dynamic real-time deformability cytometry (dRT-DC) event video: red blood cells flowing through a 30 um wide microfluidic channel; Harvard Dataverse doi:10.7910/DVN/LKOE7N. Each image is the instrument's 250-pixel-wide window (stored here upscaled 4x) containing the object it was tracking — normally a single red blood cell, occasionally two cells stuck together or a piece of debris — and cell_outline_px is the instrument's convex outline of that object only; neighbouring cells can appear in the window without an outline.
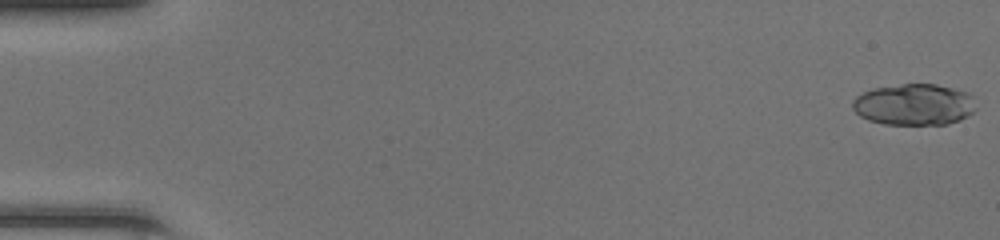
{"species": "common noctule bat (a hibernating species)", "species_latin": "Nyctalus noctula", "temperature_condition": "room temperature", "stored_images_in_passage": 48, "camera_frame_rate_fps": 3000, "um_per_image_px": 0.085, "animal": {"sex": "female", "body_mass_g": 20.0, "forearm_length_mm": 54.0}, "frame": {"image": 1, "passage_image": 1, "time_ms": 0.0, "image_size_px": [1000, 240], "cell_outline_px": [[968, 112], [964, 116], [956, 120], [944, 124], [888, 124], [872, 120], [856, 112], [852, 104], [864, 92], [876, 88], [904, 84], [932, 84], [948, 88], [960, 92]], "centroid_in_image_um": [77.49, 8.89], "position_along_channel_um": 7.5, "area_um2": 27.17}}
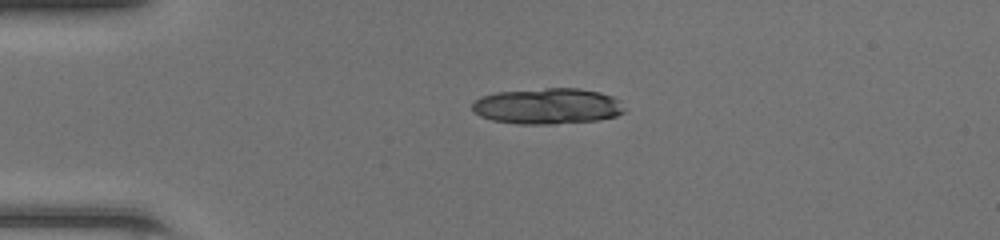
{"frame": {"image": 2, "passage_image": 12, "time_ms": 3.667, "image_size_px": [1000, 240], "cell_outline_px": [[620, 112], [616, 116], [596, 120], [496, 120], [484, 116], [476, 112], [472, 108], [472, 104], [476, 100], [484, 96], [500, 92], [548, 88], [576, 88], [596, 92], [608, 96], [612, 100]], "centroid_in_image_um": [46.46, 8.94], "position_along_channel_um": 38.5, "area_um2": 28.44}, "authors_computed_cell_mechanics": {"area_um2": 27.9463, "velocity_mm_per_s": 4.3494, "shape_relaxation_time_tau1_ms": 5.5094, "shape_relaxation_time_tau2_ms": 3.2767, "deformation_change_tau1": 0.178, "deformation_change_tau2": 0.0622}}